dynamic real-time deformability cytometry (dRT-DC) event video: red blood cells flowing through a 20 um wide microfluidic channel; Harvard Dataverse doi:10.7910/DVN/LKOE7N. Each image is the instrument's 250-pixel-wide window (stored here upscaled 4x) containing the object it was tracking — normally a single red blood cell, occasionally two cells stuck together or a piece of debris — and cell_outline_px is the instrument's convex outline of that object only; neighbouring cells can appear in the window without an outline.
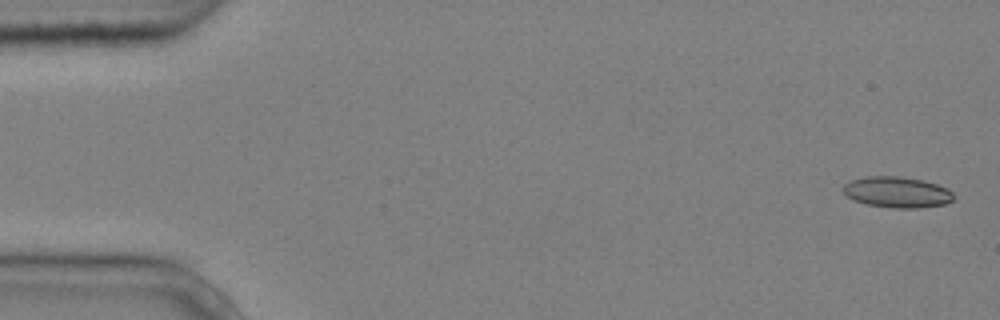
{"species": "common noctule bat (a hibernating species)", "species_latin": "Nyctalus noctula", "temperature_condition": "cold", "stored_images_in_passage": 5, "camera_frame_rate_fps": 3000, "um_per_image_px": 0.085, "animal": {"sex": "male", "body_mass_g": 20.4}, "frame": {"image": 1, "passage_image": 1, "time_ms": 0.0, "image_size_px": [1000, 320], "cell_outline_px": [[956, 196], [952, 200], [944, 204], [916, 208], [892, 208], [868, 204], [856, 200], [848, 196], [840, 188], [844, 184], [852, 180], [868, 176], [900, 176], [924, 180], [948, 188]], "centroid_in_image_um": [76.27, 16.32], "position_along_channel_um": 8.7, "area_um2": 19.88}}
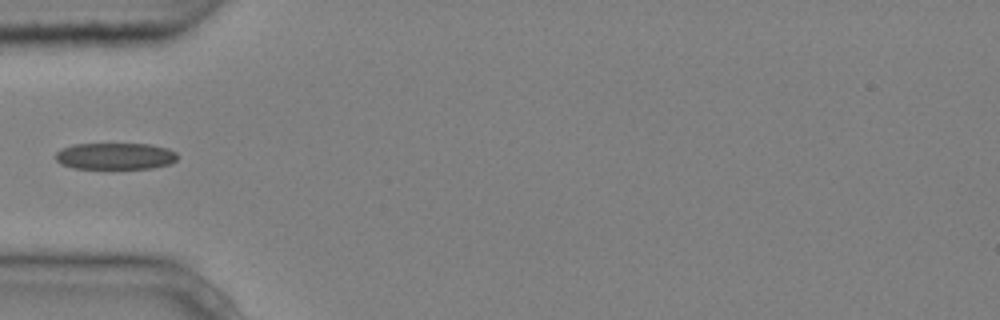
{"frame": {"image": 2, "passage_image": 5, "time_ms": 1.333, "image_size_px": [1000, 320], "cell_outline_px": [[176, 160], [168, 164], [152, 168], [72, 168], [60, 164], [56, 160], [56, 152], [60, 148], [72, 144], [148, 144], [168, 148], [176, 152]], "centroid_in_image_um": [9.75, 13.26], "position_along_channel_um": 75.3, "area_um2": 18.9}}